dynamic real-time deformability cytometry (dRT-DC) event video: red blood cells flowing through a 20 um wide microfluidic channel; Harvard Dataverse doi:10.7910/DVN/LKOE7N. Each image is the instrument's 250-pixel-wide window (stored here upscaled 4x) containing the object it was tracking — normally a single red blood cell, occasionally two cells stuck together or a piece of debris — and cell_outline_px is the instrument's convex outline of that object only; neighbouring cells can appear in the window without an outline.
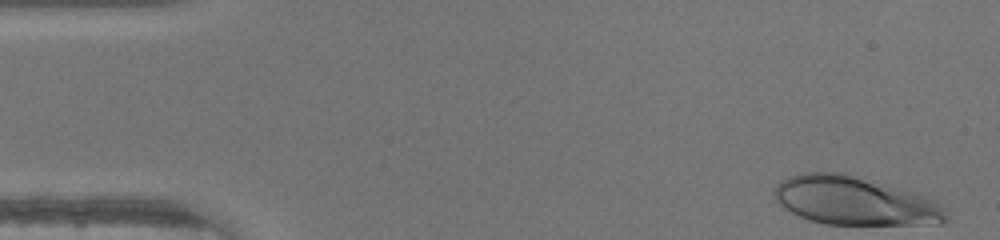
{"species": "human", "species_latin": "Homo sapiens", "temperature_condition": "warm", "stored_images_in_passage": 45, "camera_frame_rate_fps": 3000, "um_per_image_px": 0.085, "donor": {"sex": "male"}, "frame": {"image": 1, "passage_image": 1, "time_ms": 0.0, "image_size_px": [1000, 240], "cell_outline_px": [[948, 208], [944, 220], [940, 224], [824, 224], [808, 220], [784, 208], [772, 196], [772, 192], [776, 184], [780, 180], [788, 176], [804, 172], [844, 172], [936, 200]], "centroid_in_image_um": [72.59, 17.06], "position_along_channel_um": 12.4, "area_um2": 48.49}}
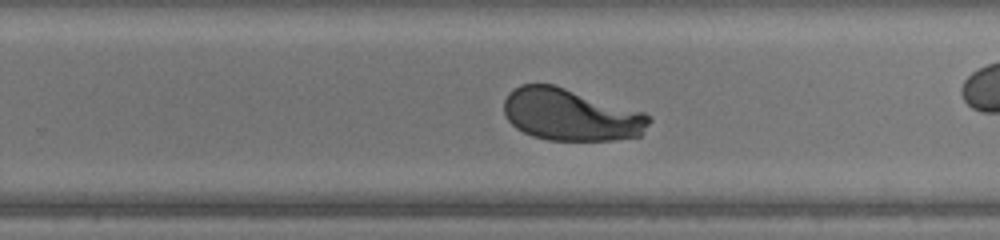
{"frame": {"image": 2, "passage_image": 28, "time_ms": 9.0, "image_size_px": [1000, 240], "cell_outline_px": [[652, 120], [640, 136], [612, 140], [548, 140], [532, 136], [516, 128], [508, 120], [504, 112], [504, 100], [508, 92], [520, 84], [552, 84], [644, 112], [652, 116]], "centroid_in_image_um": [48.5, 9.76], "position_along_channel_um": 281.3, "area_um2": 43.93}}
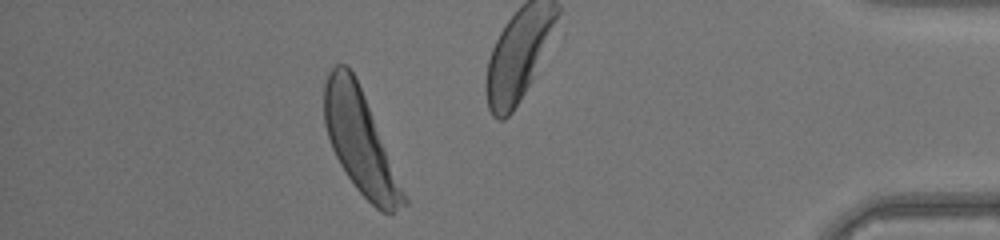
{"frame": {"image": 3, "passage_image": 40, "time_ms": 13.0, "image_size_px": [1000, 240], "cell_outline_px": [[408, 204], [392, 212], [380, 212], [356, 188], [340, 164], [332, 148], [324, 124], [324, 84], [328, 72], [336, 64], [344, 64], [352, 72], [364, 96], [408, 200]], "centroid_in_image_um": [30.59, 12.05], "position_along_channel_um": 404.6, "area_um2": 46.18}}